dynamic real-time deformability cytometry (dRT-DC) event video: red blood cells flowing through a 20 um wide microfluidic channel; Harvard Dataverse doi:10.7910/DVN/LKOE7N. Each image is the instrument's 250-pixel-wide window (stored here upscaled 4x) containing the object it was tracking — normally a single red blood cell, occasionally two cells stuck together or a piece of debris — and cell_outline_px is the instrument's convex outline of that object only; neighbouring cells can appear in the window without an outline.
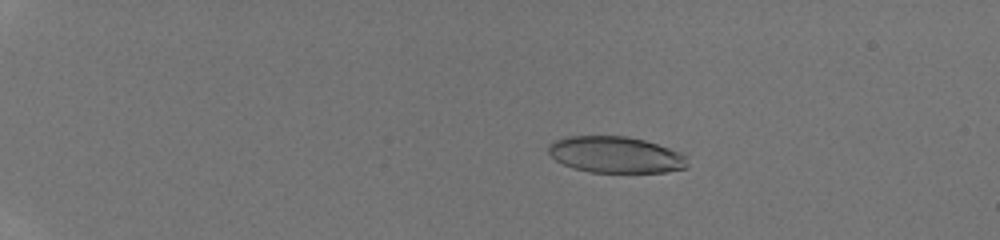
{"species": "human", "species_latin": "Homo sapiens", "temperature_condition": "room temperature", "stored_images_in_passage": 48, "camera_frame_rate_fps": 3000, "um_per_image_px": 0.085, "donor": {"sex": "male"}, "frame": {"image": 1, "passage_image": 11, "time_ms": 3.333, "image_size_px": [1000, 240], "cell_outline_px": [[688, 168], [664, 172], [592, 172], [572, 168], [556, 160], [548, 152], [548, 144], [552, 140], [564, 136], [628, 136], [644, 140], [680, 152], [688, 156]], "centroid_in_image_um": [52.32, 13.14], "position_along_channel_um": 32.7, "area_um2": 29.71}}
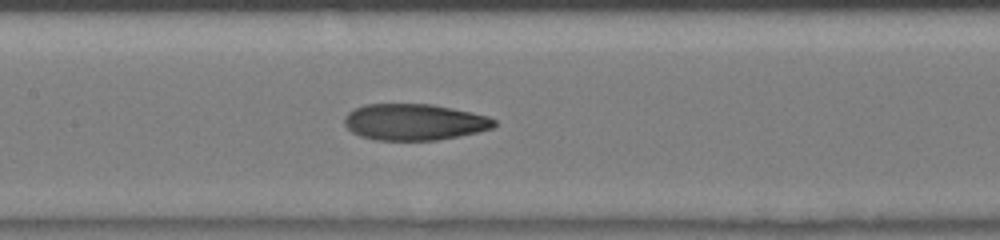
{"frame": {"image": 2, "passage_image": 27, "time_ms": 8.667, "image_size_px": [1000, 240], "cell_outline_px": [[496, 124], [492, 128], [460, 136], [436, 140], [376, 140], [360, 136], [352, 132], [344, 124], [344, 116], [348, 112], [364, 104], [432, 104], [472, 112], [488, 116], [496, 120]], "centroid_in_image_um": [35.2, 10.37], "position_along_channel_um": 172.2, "area_um2": 31.79}}
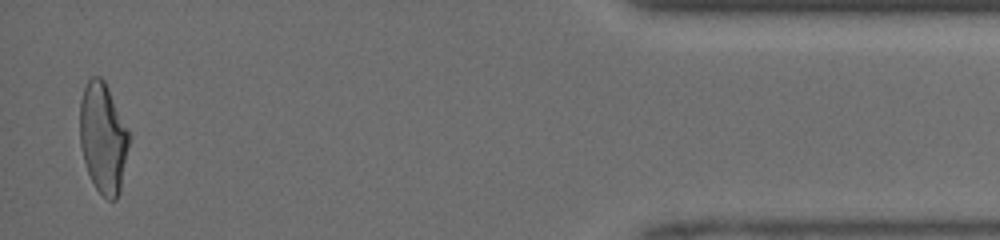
{"frame": {"image": 3, "passage_image": 47, "time_ms": 15.333, "image_size_px": [1000, 240], "cell_outline_px": [[128, 148], [120, 192], [116, 200], [108, 200], [96, 188], [88, 172], [84, 160], [80, 144], [80, 100], [84, 88], [88, 80], [92, 76], [100, 76], [104, 80], [108, 88], [128, 132]], "centroid_in_image_um": [8.74, 11.73], "position_along_channel_um": 426.5, "area_um2": 31.1}}